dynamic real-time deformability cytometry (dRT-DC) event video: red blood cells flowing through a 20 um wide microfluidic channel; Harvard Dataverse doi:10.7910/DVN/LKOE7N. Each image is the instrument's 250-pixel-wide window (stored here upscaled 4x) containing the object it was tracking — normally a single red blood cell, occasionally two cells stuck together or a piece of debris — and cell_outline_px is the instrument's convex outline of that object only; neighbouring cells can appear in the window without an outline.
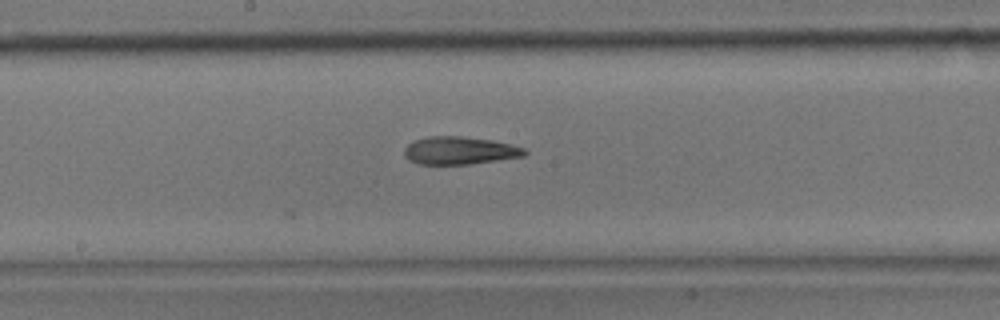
{"species": "common noctule bat (a hibernating species)", "species_latin": "Nyctalus noctula", "temperature_condition": "room temperature", "stored_images_in_passage": 10, "camera_frame_rate_fps": 3000, "um_per_image_px": 0.085, "animal": {"sex": "male", "body_mass_g": 17.9}, "frame": {"image": 1, "passage_image": 10, "time_ms": 3.0, "image_size_px": [1000, 320], "cell_outline_px": [[528, 152], [524, 156], [472, 164], [416, 164], [408, 160], [404, 156], [404, 148], [408, 144], [416, 140], [428, 136], [460, 136], [492, 140], [512, 144], [524, 148]], "centroid_in_image_um": [39.06, 12.8], "position_along_channel_um": 209.1, "area_um2": 19.59}}